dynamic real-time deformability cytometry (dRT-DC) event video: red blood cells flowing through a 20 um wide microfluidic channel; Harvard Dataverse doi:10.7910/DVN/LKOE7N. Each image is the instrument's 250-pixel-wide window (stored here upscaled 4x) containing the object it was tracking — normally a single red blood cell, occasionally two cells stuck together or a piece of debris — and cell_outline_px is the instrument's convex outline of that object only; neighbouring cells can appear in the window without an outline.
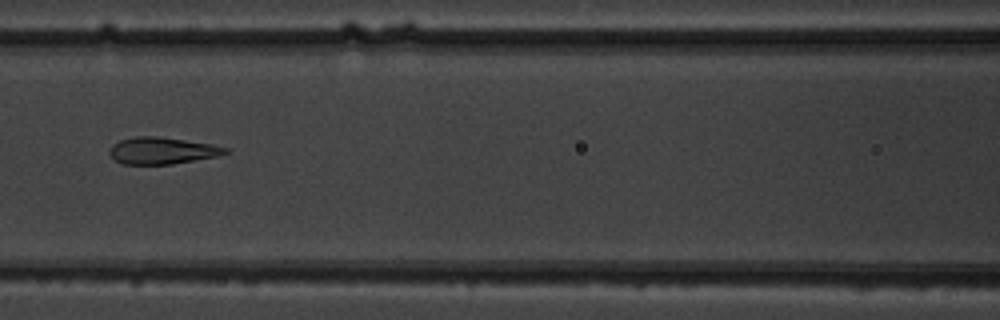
{"species": "common noctule bat (a hibernating species)", "species_latin": "Nyctalus noctula", "temperature_condition": "warm", "stored_images_in_passage": 8, "camera_frame_rate_fps": 3000, "um_per_image_px": 0.085, "animal": {"sex": "male", "body_mass_g": 19.5, "forearm_length_mm": 54.6}, "frame": {"image": 1, "passage_image": 8, "time_ms": 8.0, "image_size_px": [1000, 320], "cell_outline_px": [[228, 152], [216, 156], [172, 164], [124, 164], [112, 160], [108, 152], [112, 144], [120, 140], [136, 136], [156, 136], [212, 144], [228, 148]], "centroid_in_image_um": [13.71, 12.8], "position_along_channel_um": 152.9, "area_um2": 18.03}}